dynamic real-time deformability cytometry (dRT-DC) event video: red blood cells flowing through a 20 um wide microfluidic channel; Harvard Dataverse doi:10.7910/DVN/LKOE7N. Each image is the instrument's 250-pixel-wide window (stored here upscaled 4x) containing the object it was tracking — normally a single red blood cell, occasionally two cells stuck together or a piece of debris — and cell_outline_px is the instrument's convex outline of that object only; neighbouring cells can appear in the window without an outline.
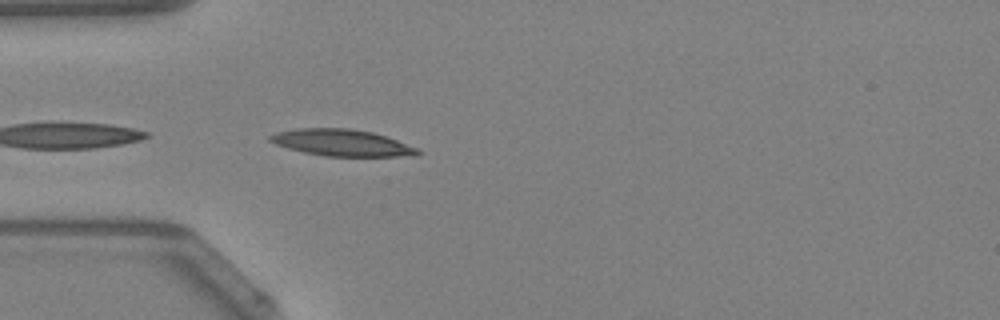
{"species": "Egyptian fruit bat (a non-hibernating species)", "species_latin": "Rousettus aegyptiacus", "temperature_condition": "warm", "stored_images_in_passage": 28, "camera_frame_rate_fps": 3000, "um_per_image_px": 0.085, "animal": {"sex": "female"}, "frame": {"image": 1, "passage_image": 1, "time_ms": 0.0, "image_size_px": [1000, 320], "cell_outline_px": [[424, 152], [420, 156], [324, 156], [304, 152], [288, 148], [276, 144], [268, 140], [268, 136], [276, 132], [296, 128], [352, 128], [372, 132], [420, 148]], "centroid_in_image_um": [29.1, 12.13], "position_along_channel_um": 55.9, "area_um2": 23.12}, "authors_computed_cell_mechanics": {"area_um2": 23.2356, "velocity_mm_per_s": 4.2356, "shape_relaxation_time_tau1_ms": 10.6051, "shape_relaxation_time_tau2_ms": 2.6125, "deformation_change_tau1": 0.2274, "deformation_change_tau2": 0.0853}}